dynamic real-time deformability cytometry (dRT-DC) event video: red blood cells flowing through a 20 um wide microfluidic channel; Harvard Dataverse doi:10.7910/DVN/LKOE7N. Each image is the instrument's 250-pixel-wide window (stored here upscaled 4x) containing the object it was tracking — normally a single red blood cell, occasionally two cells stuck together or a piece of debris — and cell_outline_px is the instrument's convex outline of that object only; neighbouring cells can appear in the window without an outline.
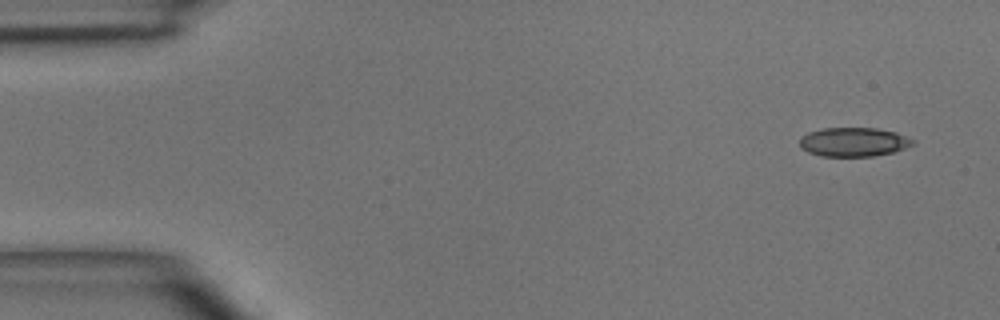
{"species": "common noctule bat (a hibernating species)", "species_latin": "Nyctalus noctula", "temperature_condition": "room temperature", "stored_images_in_passage": 3, "camera_frame_rate_fps": 3000, "um_per_image_px": 0.085, "animal": {"sex": "male", "body_mass_g": 15.6}, "frame": {"image": 1, "passage_image": 1, "time_ms": 0.0, "image_size_px": [1000, 320], "cell_outline_px": [[916, 144], [892, 152], [872, 156], [820, 156], [808, 152], [800, 148], [800, 136], [808, 132], [824, 128], [876, 128], [896, 132], [916, 140]], "centroid_in_image_um": [72.56, 12.06], "position_along_channel_um": 12.4, "area_um2": 19.25}}